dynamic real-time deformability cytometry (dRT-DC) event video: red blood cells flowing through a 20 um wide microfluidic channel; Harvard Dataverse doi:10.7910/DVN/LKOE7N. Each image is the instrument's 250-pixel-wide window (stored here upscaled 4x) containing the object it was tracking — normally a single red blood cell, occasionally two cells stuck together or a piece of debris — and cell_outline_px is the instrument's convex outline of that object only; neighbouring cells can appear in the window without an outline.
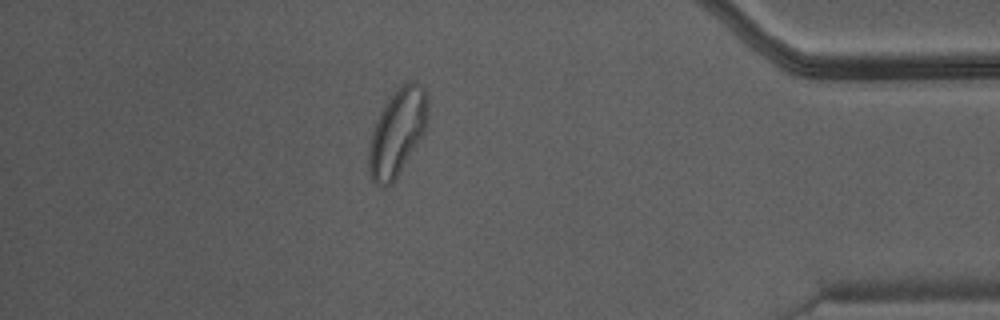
{"species": "Egyptian fruit bat (a non-hibernating species)", "species_latin": "Rousettus aegyptiacus", "temperature_condition": "warm", "stored_images_in_passage": 34, "camera_frame_rate_fps": 3000, "um_per_image_px": 0.085, "animal": {"sex": "male"}, "frame": {"image": 1, "passage_image": 29, "time_ms": 9.333, "image_size_px": [1000, 320], "cell_outline_px": [[428, 120], [424, 132], [392, 184], [376, 184], [372, 180], [368, 172], [368, 152], [372, 132], [384, 108], [396, 88], [404, 80], [412, 80], [424, 88], [428, 92]], "centroid_in_image_um": [33.8, 11.2], "position_along_channel_um": 401.4, "area_um2": 29.42}}